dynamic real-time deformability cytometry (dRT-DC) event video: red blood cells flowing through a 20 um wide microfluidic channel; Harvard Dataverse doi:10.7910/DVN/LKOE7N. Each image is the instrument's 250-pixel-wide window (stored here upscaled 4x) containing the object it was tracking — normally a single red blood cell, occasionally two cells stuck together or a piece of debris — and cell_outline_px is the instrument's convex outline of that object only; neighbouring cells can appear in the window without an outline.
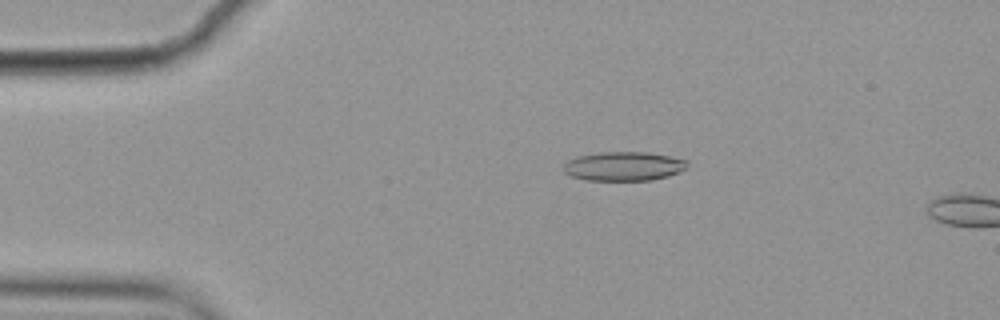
{"species": "common noctule bat (a hibernating species)", "species_latin": "Nyctalus noctula", "temperature_condition": "cold", "stored_images_in_passage": 3, "camera_frame_rate_fps": 3000, "um_per_image_px": 0.085, "animal": {"sex": "female", "body_mass_g": 19.9}, "frame": {"image": 1, "passage_image": 2, "time_ms": 0.333, "image_size_px": [1000, 320], "cell_outline_px": [[688, 160], [684, 168], [680, 172], [668, 176], [652, 180], [584, 180], [572, 176], [564, 172], [560, 168], [568, 160], [576, 156], [600, 152], [648, 152]], "centroid_in_image_um": [52.96, 14.13], "position_along_channel_um": 32.0, "area_um2": 21.04}}